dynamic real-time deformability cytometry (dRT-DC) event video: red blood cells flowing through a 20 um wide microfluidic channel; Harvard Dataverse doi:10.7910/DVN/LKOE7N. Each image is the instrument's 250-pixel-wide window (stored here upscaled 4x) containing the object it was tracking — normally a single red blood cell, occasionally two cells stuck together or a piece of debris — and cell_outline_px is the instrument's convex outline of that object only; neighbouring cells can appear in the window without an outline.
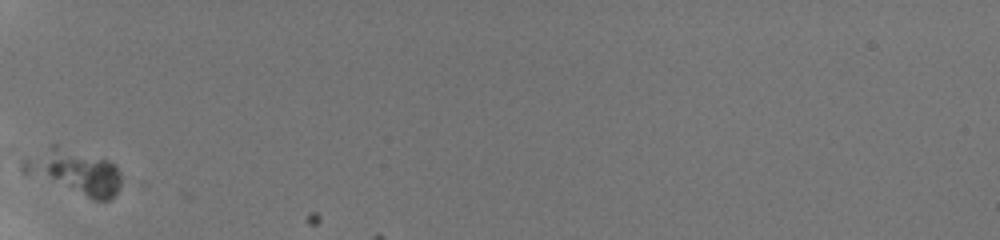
{"species": "human", "species_latin": "Homo sapiens", "temperature_condition": "room temperature", "stored_images_in_passage": 8, "camera_frame_rate_fps": 3000, "um_per_image_px": 0.085, "donor": {"sex": "male"}, "frame": {"image": 1, "passage_image": 1, "time_ms": 0.0, "image_size_px": [1000, 240], "cell_outline_px": [[120, 188], [108, 200], [92, 200], [24, 172], [20, 168], [24, 160], [52, 144], [56, 144], [108, 160], [116, 164], [120, 176]], "centroid_in_image_um": [6.37, 14.6], "position_along_channel_um": 78.6, "area_um2": 25.2}}